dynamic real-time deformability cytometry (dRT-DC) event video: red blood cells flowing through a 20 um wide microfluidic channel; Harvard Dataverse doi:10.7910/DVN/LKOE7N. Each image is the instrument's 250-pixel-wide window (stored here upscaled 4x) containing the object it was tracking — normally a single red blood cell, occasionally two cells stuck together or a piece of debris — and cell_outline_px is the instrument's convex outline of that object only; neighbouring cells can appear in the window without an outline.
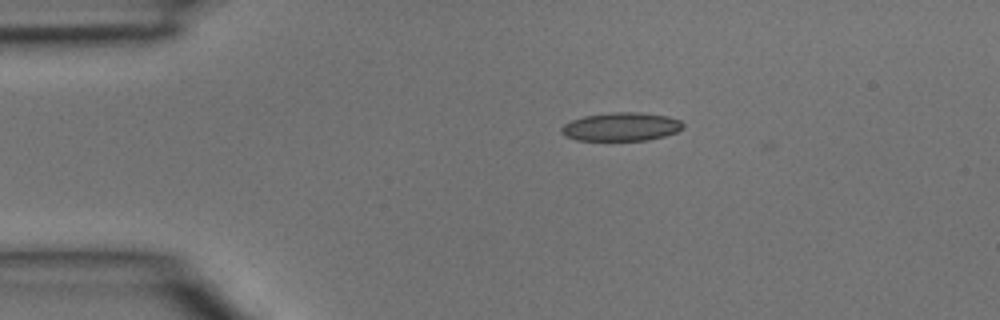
{"species": "common noctule bat (a hibernating species)", "species_latin": "Nyctalus noctula", "temperature_condition": "room temperature", "stored_images_in_passage": 5, "segment_of_instrument_passage": [1, 2], "camera_frame_rate_fps": 3000, "um_per_image_px": 0.085, "animal": {"sex": "male", "body_mass_g": 15.6}, "frame": {"image": 1, "passage_image": 3, "time_ms": 0.667, "image_size_px": [1000, 320], "cell_outline_px": [[684, 128], [676, 132], [664, 136], [648, 140], [576, 140], [564, 136], [560, 132], [560, 128], [564, 124], [572, 120], [584, 116], [612, 112], [640, 112], [668, 116], [680, 120], [684, 124]], "centroid_in_image_um": [52.8, 10.77], "position_along_channel_um": 32.2, "area_um2": 20.29}}